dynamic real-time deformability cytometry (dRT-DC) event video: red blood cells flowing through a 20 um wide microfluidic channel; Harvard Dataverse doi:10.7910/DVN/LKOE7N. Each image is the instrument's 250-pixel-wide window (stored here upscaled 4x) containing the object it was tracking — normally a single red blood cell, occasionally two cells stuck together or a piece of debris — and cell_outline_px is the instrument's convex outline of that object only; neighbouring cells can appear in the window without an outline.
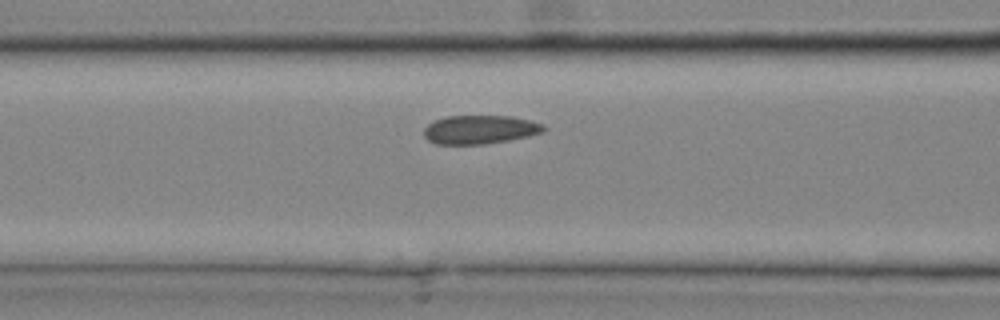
{"species": "common noctule bat (a hibernating species)", "species_latin": "Nyctalus noctula", "temperature_condition": "cold", "stored_images_in_passage": 19, "camera_frame_rate_fps": 3000, "um_per_image_px": 0.085, "animal": {"sex": "male", "body_mass_g": 20.4}, "frame": {"image": 1, "passage_image": 4, "time_ms": 1.0, "image_size_px": [1000, 320], "cell_outline_px": [[548, 128], [544, 132], [528, 136], [508, 140], [484, 144], [436, 144], [428, 140], [424, 136], [424, 128], [428, 124], [444, 116], [512, 116], [544, 124]], "centroid_in_image_um": [40.81, 11.01], "position_along_channel_um": 125.8, "area_um2": 20.06}}
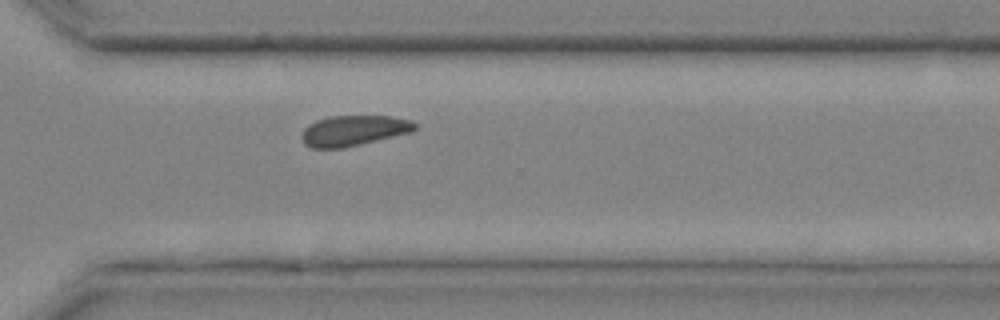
{"frame": {"image": 2, "passage_image": 14, "time_ms": 4.333, "image_size_px": [1000, 320], "cell_outline_px": [[416, 128], [412, 132], [344, 148], [312, 148], [304, 144], [300, 136], [304, 128], [308, 124], [316, 120], [332, 116], [392, 116], [412, 120], [416, 124]], "centroid_in_image_um": [30.05, 11.1], "position_along_channel_um": 340.6, "area_um2": 20.23}}
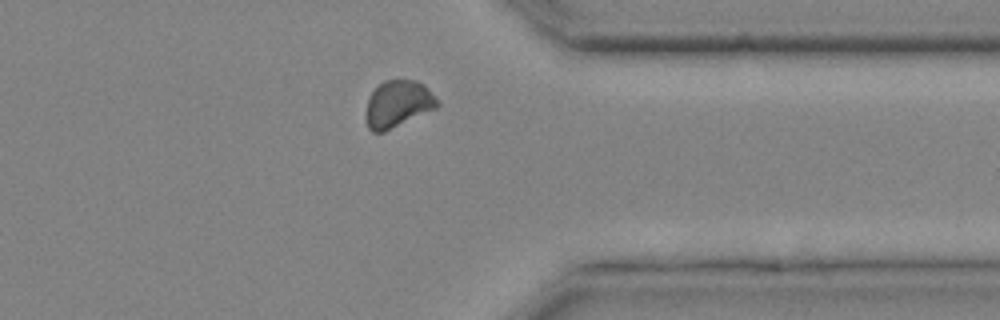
{"frame": {"image": 3, "passage_image": 16, "time_ms": 5.0, "image_size_px": [1000, 320], "cell_outline_px": [[440, 104], [436, 108], [384, 132], [372, 132], [368, 128], [364, 116], [368, 100], [372, 92], [384, 80], [416, 80], [424, 84], [440, 100]], "centroid_in_image_um": [33.83, 8.84], "position_along_channel_um": 377.6, "area_um2": 19.65}}